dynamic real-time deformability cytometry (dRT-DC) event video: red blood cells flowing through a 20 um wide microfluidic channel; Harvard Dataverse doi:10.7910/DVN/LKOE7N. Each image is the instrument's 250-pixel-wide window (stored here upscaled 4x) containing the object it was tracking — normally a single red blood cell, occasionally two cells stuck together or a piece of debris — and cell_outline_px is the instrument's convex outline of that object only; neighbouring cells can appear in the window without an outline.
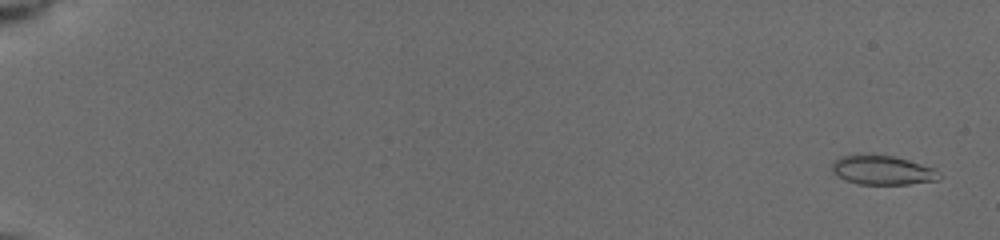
{"species": "common noctule bat (a hibernating species)", "species_latin": "Nyctalus noctula", "temperature_condition": "cold", "stored_images_in_passage": 9, "camera_frame_rate_fps": 3000, "um_per_image_px": 0.085, "animal": {"sex": "female", "body_mass_g": 19.5, "forearm_length_mm": 54.1}, "frame": {"image": 1, "passage_image": 1, "time_ms": 0.0, "image_size_px": [1000, 240], "cell_outline_px": [[940, 180], [908, 184], [856, 184], [844, 180], [836, 176], [832, 172], [832, 164], [840, 156], [892, 156], [908, 160], [936, 168], [940, 172]], "centroid_in_image_um": [75.04, 14.5], "position_along_channel_um": 10.0, "area_um2": 18.09}}
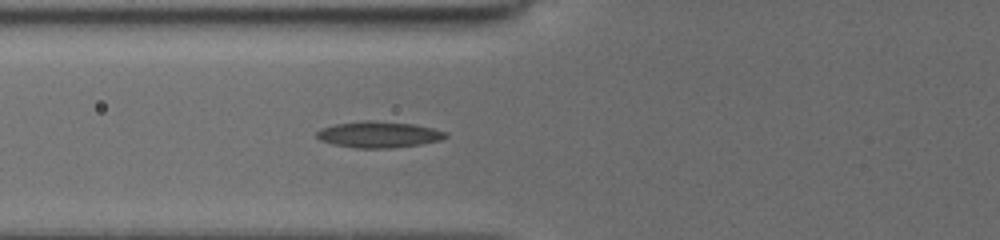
{"frame": {"image": 2, "passage_image": 9, "time_ms": 7.0, "image_size_px": [1000, 240], "cell_outline_px": [[448, 136], [440, 140], [420, 144], [392, 148], [356, 148], [332, 144], [320, 140], [316, 136], [316, 132], [320, 128], [336, 124], [364, 120], [372, 120], [412, 124], [432, 128], [448, 132]], "centroid_in_image_um": [32.17, 11.43], "position_along_channel_um": 93.6, "area_um2": 19.71}}